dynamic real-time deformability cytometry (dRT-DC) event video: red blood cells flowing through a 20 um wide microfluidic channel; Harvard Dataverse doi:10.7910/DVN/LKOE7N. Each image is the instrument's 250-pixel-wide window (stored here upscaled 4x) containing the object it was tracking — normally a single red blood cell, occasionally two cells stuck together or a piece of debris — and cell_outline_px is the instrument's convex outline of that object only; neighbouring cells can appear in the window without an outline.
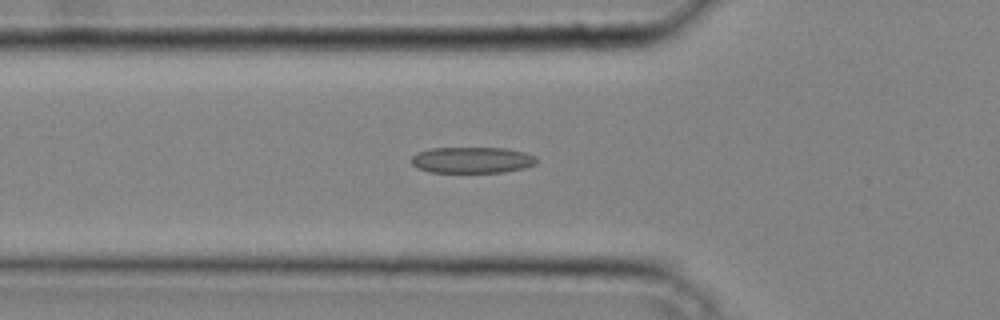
{"species": "common noctule bat (a hibernating species)", "species_latin": "Nyctalus noctula", "temperature_condition": "cold", "stored_images_in_passage": 38, "camera_frame_rate_fps": 3000, "um_per_image_px": 0.085, "animal": {"sex": "male", "body_mass_g": 20.4}, "frame": {"image": 1, "passage_image": 14, "time_ms": 4.333, "image_size_px": [1000, 320], "cell_outline_px": [[536, 164], [524, 168], [504, 172], [432, 172], [420, 168], [412, 164], [412, 156], [416, 152], [432, 148], [504, 148], [524, 152], [536, 156]], "centroid_in_image_um": [40.14, 13.6], "position_along_channel_um": 85.7, "area_um2": 18.96}}
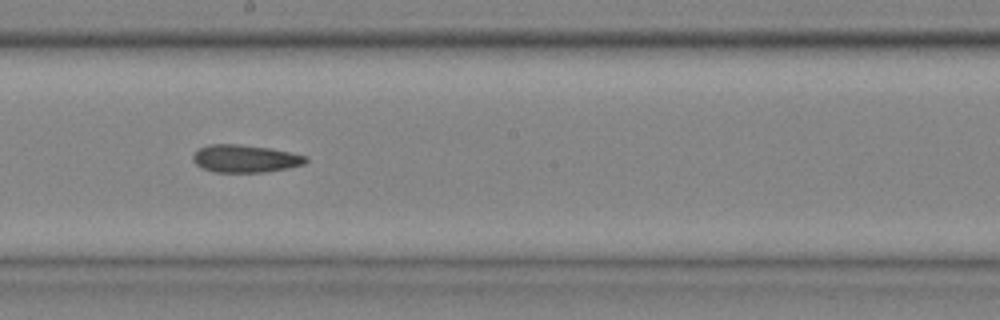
{"frame": {"image": 2, "passage_image": 23, "time_ms": 7.333, "image_size_px": [1000, 320], "cell_outline_px": [[308, 160], [304, 164], [288, 168], [264, 172], [216, 172], [204, 168], [196, 164], [192, 160], [192, 156], [200, 148], [208, 144], [240, 144], [272, 148], [292, 152], [308, 156]], "centroid_in_image_um": [20.88, 13.47], "position_along_channel_um": 227.3, "area_um2": 18.26}}
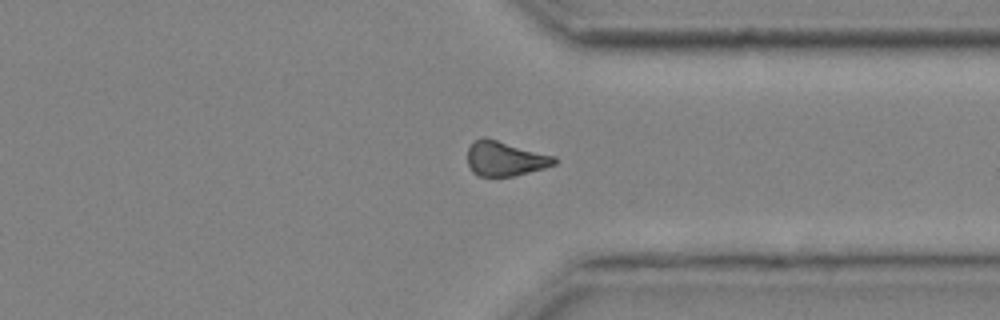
{"frame": {"image": 3, "passage_image": 32, "time_ms": 10.333, "image_size_px": [1000, 320], "cell_outline_px": [[556, 164], [544, 168], [512, 176], [480, 176], [472, 172], [468, 164], [468, 148], [476, 140], [484, 136], [556, 156]], "centroid_in_image_um": [42.94, 13.47], "position_along_channel_um": 368.5, "area_um2": 17.51}}